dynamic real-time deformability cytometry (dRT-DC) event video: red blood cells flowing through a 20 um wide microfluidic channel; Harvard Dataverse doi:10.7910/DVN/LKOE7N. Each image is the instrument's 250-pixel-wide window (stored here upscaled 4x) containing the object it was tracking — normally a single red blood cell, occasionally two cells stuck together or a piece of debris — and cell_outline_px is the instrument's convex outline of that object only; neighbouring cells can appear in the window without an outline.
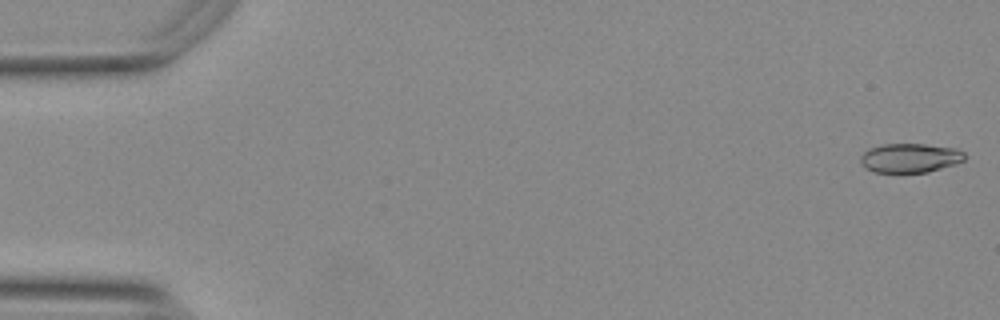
{"species": "Egyptian fruit bat (a non-hibernating species)", "species_latin": "Rousettus aegyptiacus", "temperature_condition": "warm", "stored_images_in_passage": 54, "camera_frame_rate_fps": 3000, "um_per_image_px": 0.085, "animal": {"sex": "female"}, "frame": {"image": 1, "passage_image": 1, "time_ms": 0.0, "image_size_px": [1000, 320], "cell_outline_px": [[964, 160], [956, 164], [928, 172], [872, 172], [864, 168], [860, 160], [860, 156], [868, 148], [884, 144], [924, 144], [956, 148], [964, 152]], "centroid_in_image_um": [77.33, 13.43], "position_along_channel_um": 7.7, "area_um2": 17.8}}
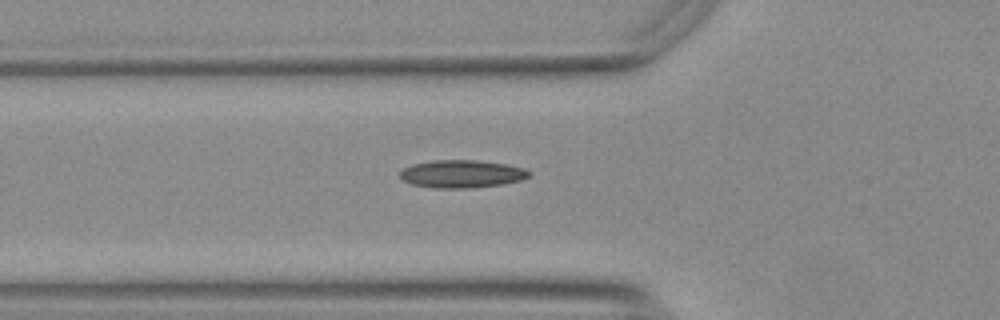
{"frame": {"image": 2, "passage_image": 19, "time_ms": 6.0, "image_size_px": [1000, 320], "cell_outline_px": [[532, 172], [528, 176], [520, 180], [500, 184], [468, 188], [432, 188], [412, 184], [404, 180], [400, 176], [400, 172], [404, 168], [412, 164], [436, 160], [480, 160], [508, 164], [524, 168]], "centroid_in_image_um": [39.26, 14.77], "position_along_channel_um": 86.5, "area_um2": 20.81}}
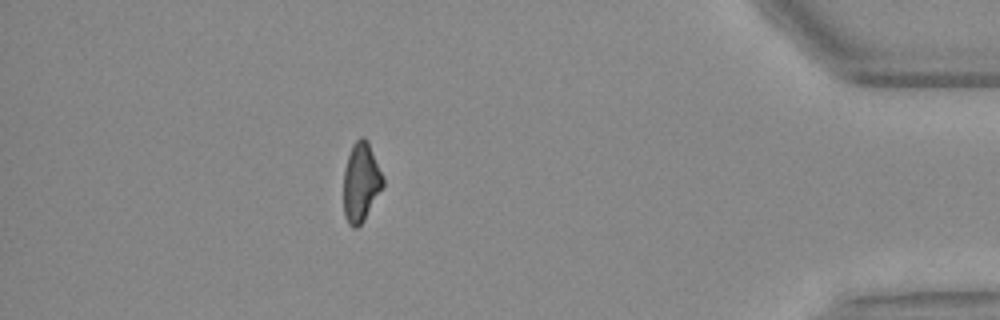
{"frame": {"image": 3, "passage_image": 48, "time_ms": 15.667, "image_size_px": [1000, 320], "cell_outline_px": [[384, 184], [364, 220], [356, 228], [352, 228], [348, 224], [344, 216], [344, 168], [352, 144], [360, 136], [364, 136], [368, 140], [384, 180]], "centroid_in_image_um": [30.66, 15.47], "position_along_channel_um": 404.5, "area_um2": 18.09}, "authors_computed_cell_mechanics": {"area_um2": 18.8717, "velocity_mm_per_s": 3.77, "shape_relaxation_time_tau1_ms": null, "shape_relaxation_time_tau2_ms": 2.2748, "deformation_change_tau1": null, "deformation_change_tau2": 0.0981}}